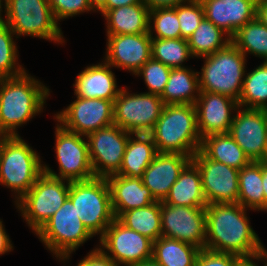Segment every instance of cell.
<instances>
[{"instance_id":"cell-1","label":"cell","mask_w":267,"mask_h":266,"mask_svg":"<svg viewBox=\"0 0 267 266\" xmlns=\"http://www.w3.org/2000/svg\"><path fill=\"white\" fill-rule=\"evenodd\" d=\"M247 210L239 203L207 204L205 249L238 257L257 255L264 245L249 224Z\"/></svg>"},{"instance_id":"cell-2","label":"cell","mask_w":267,"mask_h":266,"mask_svg":"<svg viewBox=\"0 0 267 266\" xmlns=\"http://www.w3.org/2000/svg\"><path fill=\"white\" fill-rule=\"evenodd\" d=\"M49 90L27 71L16 77L0 78V132L19 136V126L43 111Z\"/></svg>"},{"instance_id":"cell-3","label":"cell","mask_w":267,"mask_h":266,"mask_svg":"<svg viewBox=\"0 0 267 266\" xmlns=\"http://www.w3.org/2000/svg\"><path fill=\"white\" fill-rule=\"evenodd\" d=\"M158 153H179L193 157L202 138L197 127L196 107L192 104H167L148 133Z\"/></svg>"},{"instance_id":"cell-4","label":"cell","mask_w":267,"mask_h":266,"mask_svg":"<svg viewBox=\"0 0 267 266\" xmlns=\"http://www.w3.org/2000/svg\"><path fill=\"white\" fill-rule=\"evenodd\" d=\"M42 162L39 154L20 135L4 138L0 149V184L14 191L15 203L43 173Z\"/></svg>"},{"instance_id":"cell-5","label":"cell","mask_w":267,"mask_h":266,"mask_svg":"<svg viewBox=\"0 0 267 266\" xmlns=\"http://www.w3.org/2000/svg\"><path fill=\"white\" fill-rule=\"evenodd\" d=\"M204 65L199 76L203 92L219 93L239 101L246 74V56L230 42L214 54L201 57Z\"/></svg>"},{"instance_id":"cell-6","label":"cell","mask_w":267,"mask_h":266,"mask_svg":"<svg viewBox=\"0 0 267 266\" xmlns=\"http://www.w3.org/2000/svg\"><path fill=\"white\" fill-rule=\"evenodd\" d=\"M5 22L16 39L38 37L54 43H65L60 23L55 19L47 0H5Z\"/></svg>"},{"instance_id":"cell-7","label":"cell","mask_w":267,"mask_h":266,"mask_svg":"<svg viewBox=\"0 0 267 266\" xmlns=\"http://www.w3.org/2000/svg\"><path fill=\"white\" fill-rule=\"evenodd\" d=\"M68 198L83 225L93 236L101 237L115 219L106 178L70 182Z\"/></svg>"},{"instance_id":"cell-8","label":"cell","mask_w":267,"mask_h":266,"mask_svg":"<svg viewBox=\"0 0 267 266\" xmlns=\"http://www.w3.org/2000/svg\"><path fill=\"white\" fill-rule=\"evenodd\" d=\"M59 261H68L87 240L94 237L83 225L72 201L67 197L63 205L36 233Z\"/></svg>"},{"instance_id":"cell-9","label":"cell","mask_w":267,"mask_h":266,"mask_svg":"<svg viewBox=\"0 0 267 266\" xmlns=\"http://www.w3.org/2000/svg\"><path fill=\"white\" fill-rule=\"evenodd\" d=\"M70 182L43 172L15 203L26 224L36 234L68 197Z\"/></svg>"},{"instance_id":"cell-10","label":"cell","mask_w":267,"mask_h":266,"mask_svg":"<svg viewBox=\"0 0 267 266\" xmlns=\"http://www.w3.org/2000/svg\"><path fill=\"white\" fill-rule=\"evenodd\" d=\"M55 128V152L59 174L46 164H43V172L69 182L95 178L86 136L67 130L59 123Z\"/></svg>"},{"instance_id":"cell-11","label":"cell","mask_w":267,"mask_h":266,"mask_svg":"<svg viewBox=\"0 0 267 266\" xmlns=\"http://www.w3.org/2000/svg\"><path fill=\"white\" fill-rule=\"evenodd\" d=\"M122 88L114 100L113 123L132 134H148L165 106L159 95L129 93Z\"/></svg>"},{"instance_id":"cell-12","label":"cell","mask_w":267,"mask_h":266,"mask_svg":"<svg viewBox=\"0 0 267 266\" xmlns=\"http://www.w3.org/2000/svg\"><path fill=\"white\" fill-rule=\"evenodd\" d=\"M99 241L98 248L118 266H132L152 258L153 241L126 227L117 218Z\"/></svg>"},{"instance_id":"cell-13","label":"cell","mask_w":267,"mask_h":266,"mask_svg":"<svg viewBox=\"0 0 267 266\" xmlns=\"http://www.w3.org/2000/svg\"><path fill=\"white\" fill-rule=\"evenodd\" d=\"M131 134L112 124L86 136L95 177L106 178L120 170Z\"/></svg>"},{"instance_id":"cell-14","label":"cell","mask_w":267,"mask_h":266,"mask_svg":"<svg viewBox=\"0 0 267 266\" xmlns=\"http://www.w3.org/2000/svg\"><path fill=\"white\" fill-rule=\"evenodd\" d=\"M67 108L54 114L65 129L87 136L113 123L114 101L76 96Z\"/></svg>"},{"instance_id":"cell-15","label":"cell","mask_w":267,"mask_h":266,"mask_svg":"<svg viewBox=\"0 0 267 266\" xmlns=\"http://www.w3.org/2000/svg\"><path fill=\"white\" fill-rule=\"evenodd\" d=\"M206 207L174 206L161 201L162 236L200 249L206 244Z\"/></svg>"},{"instance_id":"cell-16","label":"cell","mask_w":267,"mask_h":266,"mask_svg":"<svg viewBox=\"0 0 267 266\" xmlns=\"http://www.w3.org/2000/svg\"><path fill=\"white\" fill-rule=\"evenodd\" d=\"M192 161L200 170L207 204L238 202L239 170L207 158L200 150L194 153Z\"/></svg>"},{"instance_id":"cell-17","label":"cell","mask_w":267,"mask_h":266,"mask_svg":"<svg viewBox=\"0 0 267 266\" xmlns=\"http://www.w3.org/2000/svg\"><path fill=\"white\" fill-rule=\"evenodd\" d=\"M229 134L253 162H262L267 154V113L263 109L239 107Z\"/></svg>"},{"instance_id":"cell-18","label":"cell","mask_w":267,"mask_h":266,"mask_svg":"<svg viewBox=\"0 0 267 266\" xmlns=\"http://www.w3.org/2000/svg\"><path fill=\"white\" fill-rule=\"evenodd\" d=\"M104 60L112 67L121 68L135 75L152 57L149 33L106 35Z\"/></svg>"},{"instance_id":"cell-19","label":"cell","mask_w":267,"mask_h":266,"mask_svg":"<svg viewBox=\"0 0 267 266\" xmlns=\"http://www.w3.org/2000/svg\"><path fill=\"white\" fill-rule=\"evenodd\" d=\"M195 107L198 131L204 138L212 134L229 133L233 113H236L239 104L228 96L200 91Z\"/></svg>"},{"instance_id":"cell-20","label":"cell","mask_w":267,"mask_h":266,"mask_svg":"<svg viewBox=\"0 0 267 266\" xmlns=\"http://www.w3.org/2000/svg\"><path fill=\"white\" fill-rule=\"evenodd\" d=\"M191 160L192 158L185 154L157 153L143 173L144 186L151 191L157 201H163L181 171Z\"/></svg>"},{"instance_id":"cell-21","label":"cell","mask_w":267,"mask_h":266,"mask_svg":"<svg viewBox=\"0 0 267 266\" xmlns=\"http://www.w3.org/2000/svg\"><path fill=\"white\" fill-rule=\"evenodd\" d=\"M205 18L227 33L230 38L256 17L258 0H200Z\"/></svg>"},{"instance_id":"cell-22","label":"cell","mask_w":267,"mask_h":266,"mask_svg":"<svg viewBox=\"0 0 267 266\" xmlns=\"http://www.w3.org/2000/svg\"><path fill=\"white\" fill-rule=\"evenodd\" d=\"M111 67L105 60L87 66L75 79L74 94L81 98L114 101L122 88H118Z\"/></svg>"},{"instance_id":"cell-23","label":"cell","mask_w":267,"mask_h":266,"mask_svg":"<svg viewBox=\"0 0 267 266\" xmlns=\"http://www.w3.org/2000/svg\"><path fill=\"white\" fill-rule=\"evenodd\" d=\"M106 180L110 188L111 205L115 218L128 210L157 202L151 191L144 186L142 178L114 174L106 177Z\"/></svg>"},{"instance_id":"cell-24","label":"cell","mask_w":267,"mask_h":266,"mask_svg":"<svg viewBox=\"0 0 267 266\" xmlns=\"http://www.w3.org/2000/svg\"><path fill=\"white\" fill-rule=\"evenodd\" d=\"M162 202L174 206H207L202 190L201 173L192 160L181 171L177 181Z\"/></svg>"},{"instance_id":"cell-25","label":"cell","mask_w":267,"mask_h":266,"mask_svg":"<svg viewBox=\"0 0 267 266\" xmlns=\"http://www.w3.org/2000/svg\"><path fill=\"white\" fill-rule=\"evenodd\" d=\"M150 10L144 4L121 6L107 10L106 35L149 33Z\"/></svg>"},{"instance_id":"cell-26","label":"cell","mask_w":267,"mask_h":266,"mask_svg":"<svg viewBox=\"0 0 267 266\" xmlns=\"http://www.w3.org/2000/svg\"><path fill=\"white\" fill-rule=\"evenodd\" d=\"M157 153L156 146L149 134H131L126 145L121 168L116 174L142 178L145 169Z\"/></svg>"},{"instance_id":"cell-27","label":"cell","mask_w":267,"mask_h":266,"mask_svg":"<svg viewBox=\"0 0 267 266\" xmlns=\"http://www.w3.org/2000/svg\"><path fill=\"white\" fill-rule=\"evenodd\" d=\"M198 72L188 68L171 69L165 89L160 96L167 104L195 105L200 94Z\"/></svg>"},{"instance_id":"cell-28","label":"cell","mask_w":267,"mask_h":266,"mask_svg":"<svg viewBox=\"0 0 267 266\" xmlns=\"http://www.w3.org/2000/svg\"><path fill=\"white\" fill-rule=\"evenodd\" d=\"M200 151L207 158L237 170L251 162L229 133L212 134L202 138Z\"/></svg>"},{"instance_id":"cell-29","label":"cell","mask_w":267,"mask_h":266,"mask_svg":"<svg viewBox=\"0 0 267 266\" xmlns=\"http://www.w3.org/2000/svg\"><path fill=\"white\" fill-rule=\"evenodd\" d=\"M200 250L195 245L161 236L153 241L152 258L161 266H195Z\"/></svg>"},{"instance_id":"cell-30","label":"cell","mask_w":267,"mask_h":266,"mask_svg":"<svg viewBox=\"0 0 267 266\" xmlns=\"http://www.w3.org/2000/svg\"><path fill=\"white\" fill-rule=\"evenodd\" d=\"M238 202L250 210L265 211V198L262 184V162L251 161L239 170Z\"/></svg>"},{"instance_id":"cell-31","label":"cell","mask_w":267,"mask_h":266,"mask_svg":"<svg viewBox=\"0 0 267 266\" xmlns=\"http://www.w3.org/2000/svg\"><path fill=\"white\" fill-rule=\"evenodd\" d=\"M117 219L126 227L152 241L162 236L161 201L123 212Z\"/></svg>"},{"instance_id":"cell-32","label":"cell","mask_w":267,"mask_h":266,"mask_svg":"<svg viewBox=\"0 0 267 266\" xmlns=\"http://www.w3.org/2000/svg\"><path fill=\"white\" fill-rule=\"evenodd\" d=\"M187 40L191 54L196 58L214 54L231 42L227 33L206 18Z\"/></svg>"},{"instance_id":"cell-33","label":"cell","mask_w":267,"mask_h":266,"mask_svg":"<svg viewBox=\"0 0 267 266\" xmlns=\"http://www.w3.org/2000/svg\"><path fill=\"white\" fill-rule=\"evenodd\" d=\"M231 42L245 56L253 54L267 61V27L257 17L238 29Z\"/></svg>"},{"instance_id":"cell-34","label":"cell","mask_w":267,"mask_h":266,"mask_svg":"<svg viewBox=\"0 0 267 266\" xmlns=\"http://www.w3.org/2000/svg\"><path fill=\"white\" fill-rule=\"evenodd\" d=\"M246 74L238 101L239 107L267 109V61Z\"/></svg>"},{"instance_id":"cell-35","label":"cell","mask_w":267,"mask_h":266,"mask_svg":"<svg viewBox=\"0 0 267 266\" xmlns=\"http://www.w3.org/2000/svg\"><path fill=\"white\" fill-rule=\"evenodd\" d=\"M152 58L162 62L169 68H183L182 64L193 58L188 40L183 38L177 39H160L152 38L151 40Z\"/></svg>"},{"instance_id":"cell-36","label":"cell","mask_w":267,"mask_h":266,"mask_svg":"<svg viewBox=\"0 0 267 266\" xmlns=\"http://www.w3.org/2000/svg\"><path fill=\"white\" fill-rule=\"evenodd\" d=\"M15 34L9 26L0 19V78L16 77L26 70L18 61Z\"/></svg>"},{"instance_id":"cell-37","label":"cell","mask_w":267,"mask_h":266,"mask_svg":"<svg viewBox=\"0 0 267 266\" xmlns=\"http://www.w3.org/2000/svg\"><path fill=\"white\" fill-rule=\"evenodd\" d=\"M149 35L151 38L160 39L181 38L177 6L150 10Z\"/></svg>"},{"instance_id":"cell-38","label":"cell","mask_w":267,"mask_h":266,"mask_svg":"<svg viewBox=\"0 0 267 266\" xmlns=\"http://www.w3.org/2000/svg\"><path fill=\"white\" fill-rule=\"evenodd\" d=\"M171 68L162 62L150 58L135 74L143 77L148 93L161 96L167 84Z\"/></svg>"},{"instance_id":"cell-39","label":"cell","mask_w":267,"mask_h":266,"mask_svg":"<svg viewBox=\"0 0 267 266\" xmlns=\"http://www.w3.org/2000/svg\"><path fill=\"white\" fill-rule=\"evenodd\" d=\"M181 38L188 39L205 18L200 0H188L177 6Z\"/></svg>"},{"instance_id":"cell-40","label":"cell","mask_w":267,"mask_h":266,"mask_svg":"<svg viewBox=\"0 0 267 266\" xmlns=\"http://www.w3.org/2000/svg\"><path fill=\"white\" fill-rule=\"evenodd\" d=\"M56 21L94 11L89 0H47Z\"/></svg>"},{"instance_id":"cell-41","label":"cell","mask_w":267,"mask_h":266,"mask_svg":"<svg viewBox=\"0 0 267 266\" xmlns=\"http://www.w3.org/2000/svg\"><path fill=\"white\" fill-rule=\"evenodd\" d=\"M239 258L240 257L232 254L201 249L198 253L195 266H235Z\"/></svg>"},{"instance_id":"cell-42","label":"cell","mask_w":267,"mask_h":266,"mask_svg":"<svg viewBox=\"0 0 267 266\" xmlns=\"http://www.w3.org/2000/svg\"><path fill=\"white\" fill-rule=\"evenodd\" d=\"M76 266H118L106 256L98 247L91 250Z\"/></svg>"},{"instance_id":"cell-43","label":"cell","mask_w":267,"mask_h":266,"mask_svg":"<svg viewBox=\"0 0 267 266\" xmlns=\"http://www.w3.org/2000/svg\"><path fill=\"white\" fill-rule=\"evenodd\" d=\"M186 1L188 0H142V3L149 10H153L156 8L176 7Z\"/></svg>"},{"instance_id":"cell-44","label":"cell","mask_w":267,"mask_h":266,"mask_svg":"<svg viewBox=\"0 0 267 266\" xmlns=\"http://www.w3.org/2000/svg\"><path fill=\"white\" fill-rule=\"evenodd\" d=\"M0 219V256L11 252L14 248L12 245V241L9 238V235L5 231V227L3 221Z\"/></svg>"},{"instance_id":"cell-45","label":"cell","mask_w":267,"mask_h":266,"mask_svg":"<svg viewBox=\"0 0 267 266\" xmlns=\"http://www.w3.org/2000/svg\"><path fill=\"white\" fill-rule=\"evenodd\" d=\"M134 4L143 3L142 0H108L107 4L99 12L103 15L107 10Z\"/></svg>"},{"instance_id":"cell-46","label":"cell","mask_w":267,"mask_h":266,"mask_svg":"<svg viewBox=\"0 0 267 266\" xmlns=\"http://www.w3.org/2000/svg\"><path fill=\"white\" fill-rule=\"evenodd\" d=\"M262 184L265 198V211L267 212V162L262 161Z\"/></svg>"},{"instance_id":"cell-47","label":"cell","mask_w":267,"mask_h":266,"mask_svg":"<svg viewBox=\"0 0 267 266\" xmlns=\"http://www.w3.org/2000/svg\"><path fill=\"white\" fill-rule=\"evenodd\" d=\"M253 260H256V255L249 256V257H240L236 261L235 266H259Z\"/></svg>"},{"instance_id":"cell-48","label":"cell","mask_w":267,"mask_h":266,"mask_svg":"<svg viewBox=\"0 0 267 266\" xmlns=\"http://www.w3.org/2000/svg\"><path fill=\"white\" fill-rule=\"evenodd\" d=\"M256 17L267 27V7H256Z\"/></svg>"},{"instance_id":"cell-49","label":"cell","mask_w":267,"mask_h":266,"mask_svg":"<svg viewBox=\"0 0 267 266\" xmlns=\"http://www.w3.org/2000/svg\"><path fill=\"white\" fill-rule=\"evenodd\" d=\"M108 0H89L90 6L94 10V12L100 11L106 4Z\"/></svg>"},{"instance_id":"cell-50","label":"cell","mask_w":267,"mask_h":266,"mask_svg":"<svg viewBox=\"0 0 267 266\" xmlns=\"http://www.w3.org/2000/svg\"><path fill=\"white\" fill-rule=\"evenodd\" d=\"M256 260L264 262V266H267V250L264 247L257 255H256Z\"/></svg>"},{"instance_id":"cell-51","label":"cell","mask_w":267,"mask_h":266,"mask_svg":"<svg viewBox=\"0 0 267 266\" xmlns=\"http://www.w3.org/2000/svg\"><path fill=\"white\" fill-rule=\"evenodd\" d=\"M132 266H161V265L158 262H156L153 258H151L149 260L142 261Z\"/></svg>"},{"instance_id":"cell-52","label":"cell","mask_w":267,"mask_h":266,"mask_svg":"<svg viewBox=\"0 0 267 266\" xmlns=\"http://www.w3.org/2000/svg\"><path fill=\"white\" fill-rule=\"evenodd\" d=\"M256 7H267V0H258Z\"/></svg>"},{"instance_id":"cell-53","label":"cell","mask_w":267,"mask_h":266,"mask_svg":"<svg viewBox=\"0 0 267 266\" xmlns=\"http://www.w3.org/2000/svg\"><path fill=\"white\" fill-rule=\"evenodd\" d=\"M3 5H5V0H0V17H2V15H3V13H2L3 12V10H2Z\"/></svg>"},{"instance_id":"cell-54","label":"cell","mask_w":267,"mask_h":266,"mask_svg":"<svg viewBox=\"0 0 267 266\" xmlns=\"http://www.w3.org/2000/svg\"><path fill=\"white\" fill-rule=\"evenodd\" d=\"M5 137H6V135H4V134H2V133L0 132V149H1V146H2V144H3V140H4Z\"/></svg>"}]
</instances>
